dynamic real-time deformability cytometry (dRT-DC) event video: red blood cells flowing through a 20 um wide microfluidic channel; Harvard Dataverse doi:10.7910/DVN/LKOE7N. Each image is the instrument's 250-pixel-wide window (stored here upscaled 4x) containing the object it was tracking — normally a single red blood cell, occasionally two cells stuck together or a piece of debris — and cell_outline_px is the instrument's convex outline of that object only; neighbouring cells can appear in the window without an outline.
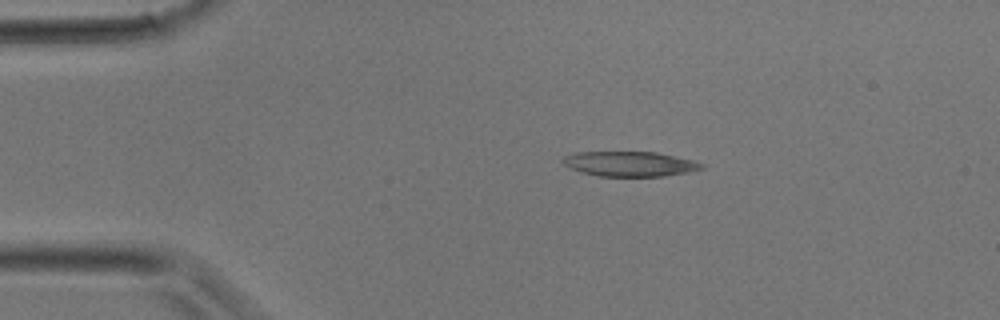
{"species": "common noctule bat (a hibernating species)", "species_latin": "Nyctalus noctula", "temperature_condition": "room temperature", "stored_images_in_passage": 35, "camera_frame_rate_fps": 3000, "um_per_image_px": 0.085, "animal": {"sex": "male", "body_mass_g": 17.9}, "frame": {"image": 1, "passage_image": 6, "time_ms": 1.667, "image_size_px": [1000, 320], "cell_outline_px": [[704, 168], [688, 172], [664, 176], [600, 176], [584, 172], [572, 168], [564, 164], [560, 160], [564, 156], [576, 152], [656, 152], [696, 160], [704, 164]], "centroid_in_image_um": [53.58, 13.92], "position_along_channel_um": 31.4, "area_um2": 20.11}}
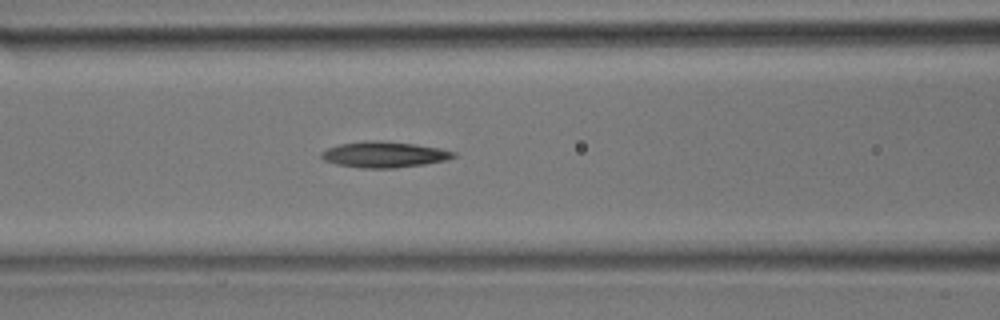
{"frame": {"image": 2, "passage_image": 14, "time_ms": 4.333, "image_size_px": [1000, 320], "cell_outline_px": [[456, 156], [444, 160], [424, 164], [396, 168], [364, 168], [336, 164], [324, 160], [320, 156], [320, 152], [328, 148], [340, 144], [368, 140], [380, 140], [416, 144], [456, 152]], "centroid_in_image_um": [32.62, 13.13], "position_along_channel_um": 134.0, "area_um2": 19.83}}
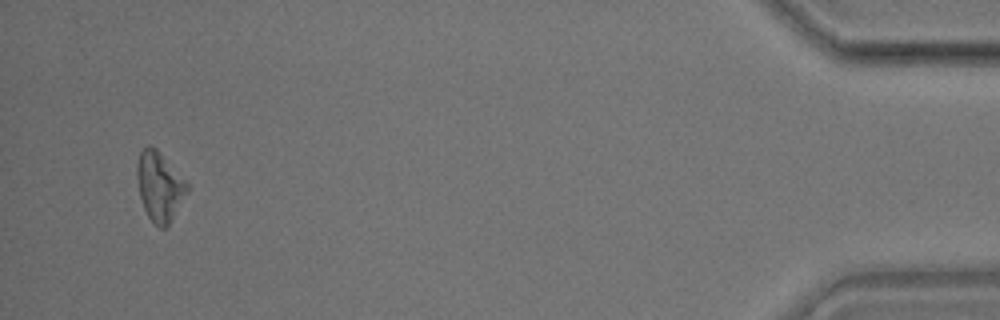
{"frame": {"image": 3, "passage_image": 34, "time_ms": 11.0, "image_size_px": [1000, 320], "cell_outline_px": [[188, 192], [168, 224], [164, 228], [160, 228], [148, 216], [144, 208], [140, 196], [136, 176], [136, 168], [140, 152], [148, 144], [152, 144], [160, 152], [188, 184]], "centroid_in_image_um": [13.54, 15.81], "position_along_channel_um": 421.7, "area_um2": 19.88}}